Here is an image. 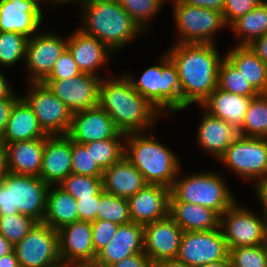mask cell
<instances>
[{
	"mask_svg": "<svg viewBox=\"0 0 267 267\" xmlns=\"http://www.w3.org/2000/svg\"><path fill=\"white\" fill-rule=\"evenodd\" d=\"M216 44H174L165 52L176 65L181 85L182 111L199 106L217 88L222 57Z\"/></svg>",
	"mask_w": 267,
	"mask_h": 267,
	"instance_id": "6da1fadb",
	"label": "cell"
},
{
	"mask_svg": "<svg viewBox=\"0 0 267 267\" xmlns=\"http://www.w3.org/2000/svg\"><path fill=\"white\" fill-rule=\"evenodd\" d=\"M98 106L125 134L144 132L162 117V113L133 88L125 75L101 79Z\"/></svg>",
	"mask_w": 267,
	"mask_h": 267,
	"instance_id": "7a4b0ae2",
	"label": "cell"
},
{
	"mask_svg": "<svg viewBox=\"0 0 267 267\" xmlns=\"http://www.w3.org/2000/svg\"><path fill=\"white\" fill-rule=\"evenodd\" d=\"M85 34L96 37L113 53L144 32L117 0H86L80 6Z\"/></svg>",
	"mask_w": 267,
	"mask_h": 267,
	"instance_id": "3957f363",
	"label": "cell"
},
{
	"mask_svg": "<svg viewBox=\"0 0 267 267\" xmlns=\"http://www.w3.org/2000/svg\"><path fill=\"white\" fill-rule=\"evenodd\" d=\"M144 132L127 133L124 156L142 173L147 184L171 189L180 175L178 156L166 145Z\"/></svg>",
	"mask_w": 267,
	"mask_h": 267,
	"instance_id": "277c9868",
	"label": "cell"
},
{
	"mask_svg": "<svg viewBox=\"0 0 267 267\" xmlns=\"http://www.w3.org/2000/svg\"><path fill=\"white\" fill-rule=\"evenodd\" d=\"M48 189L40 177L6 171L0 179V216L20 213L43 222Z\"/></svg>",
	"mask_w": 267,
	"mask_h": 267,
	"instance_id": "5b68a950",
	"label": "cell"
},
{
	"mask_svg": "<svg viewBox=\"0 0 267 267\" xmlns=\"http://www.w3.org/2000/svg\"><path fill=\"white\" fill-rule=\"evenodd\" d=\"M161 64L146 68L137 80L133 74L125 76L133 88L145 97L164 116L166 111L181 112V85L176 65L164 53ZM166 110V111H165Z\"/></svg>",
	"mask_w": 267,
	"mask_h": 267,
	"instance_id": "8992f818",
	"label": "cell"
},
{
	"mask_svg": "<svg viewBox=\"0 0 267 267\" xmlns=\"http://www.w3.org/2000/svg\"><path fill=\"white\" fill-rule=\"evenodd\" d=\"M231 192L221 174L211 171L197 172L182 178L177 175L170 189L169 201L201 205L221 216L236 202Z\"/></svg>",
	"mask_w": 267,
	"mask_h": 267,
	"instance_id": "52a82bcc",
	"label": "cell"
},
{
	"mask_svg": "<svg viewBox=\"0 0 267 267\" xmlns=\"http://www.w3.org/2000/svg\"><path fill=\"white\" fill-rule=\"evenodd\" d=\"M174 20L179 33L174 44H215L214 35L227 27L223 14L212 9L173 0Z\"/></svg>",
	"mask_w": 267,
	"mask_h": 267,
	"instance_id": "ba28073f",
	"label": "cell"
},
{
	"mask_svg": "<svg viewBox=\"0 0 267 267\" xmlns=\"http://www.w3.org/2000/svg\"><path fill=\"white\" fill-rule=\"evenodd\" d=\"M235 202L220 216V229L228 249L267 243V211L262 217ZM258 215V216H257Z\"/></svg>",
	"mask_w": 267,
	"mask_h": 267,
	"instance_id": "9c48e42d",
	"label": "cell"
},
{
	"mask_svg": "<svg viewBox=\"0 0 267 267\" xmlns=\"http://www.w3.org/2000/svg\"><path fill=\"white\" fill-rule=\"evenodd\" d=\"M218 160L240 178L257 184L267 174V138L239 135Z\"/></svg>",
	"mask_w": 267,
	"mask_h": 267,
	"instance_id": "30bf717a",
	"label": "cell"
},
{
	"mask_svg": "<svg viewBox=\"0 0 267 267\" xmlns=\"http://www.w3.org/2000/svg\"><path fill=\"white\" fill-rule=\"evenodd\" d=\"M27 95L21 96L32 108L40 127L49 135H67L73 113L43 83H29Z\"/></svg>",
	"mask_w": 267,
	"mask_h": 267,
	"instance_id": "8fae6325",
	"label": "cell"
},
{
	"mask_svg": "<svg viewBox=\"0 0 267 267\" xmlns=\"http://www.w3.org/2000/svg\"><path fill=\"white\" fill-rule=\"evenodd\" d=\"M14 252L20 267H51L61 262L58 232L44 222L37 224L17 244Z\"/></svg>",
	"mask_w": 267,
	"mask_h": 267,
	"instance_id": "7c38bea8",
	"label": "cell"
},
{
	"mask_svg": "<svg viewBox=\"0 0 267 267\" xmlns=\"http://www.w3.org/2000/svg\"><path fill=\"white\" fill-rule=\"evenodd\" d=\"M229 249L220 228L183 232L176 260L198 267L226 259Z\"/></svg>",
	"mask_w": 267,
	"mask_h": 267,
	"instance_id": "4fadbf2b",
	"label": "cell"
},
{
	"mask_svg": "<svg viewBox=\"0 0 267 267\" xmlns=\"http://www.w3.org/2000/svg\"><path fill=\"white\" fill-rule=\"evenodd\" d=\"M67 38L55 32L40 31L28 39L25 65L29 83H42L52 72L55 62L67 49Z\"/></svg>",
	"mask_w": 267,
	"mask_h": 267,
	"instance_id": "5bb4252c",
	"label": "cell"
},
{
	"mask_svg": "<svg viewBox=\"0 0 267 267\" xmlns=\"http://www.w3.org/2000/svg\"><path fill=\"white\" fill-rule=\"evenodd\" d=\"M102 77L81 73L65 80H44L51 92L58 97L72 113L98 106L99 85Z\"/></svg>",
	"mask_w": 267,
	"mask_h": 267,
	"instance_id": "9a60e30c",
	"label": "cell"
},
{
	"mask_svg": "<svg viewBox=\"0 0 267 267\" xmlns=\"http://www.w3.org/2000/svg\"><path fill=\"white\" fill-rule=\"evenodd\" d=\"M183 230L168 215L144 225V253L153 263L176 259Z\"/></svg>",
	"mask_w": 267,
	"mask_h": 267,
	"instance_id": "2e32d148",
	"label": "cell"
},
{
	"mask_svg": "<svg viewBox=\"0 0 267 267\" xmlns=\"http://www.w3.org/2000/svg\"><path fill=\"white\" fill-rule=\"evenodd\" d=\"M57 232L62 262L75 264L95 262L97 255L93 247L91 222L78 220Z\"/></svg>",
	"mask_w": 267,
	"mask_h": 267,
	"instance_id": "e0dca14e",
	"label": "cell"
},
{
	"mask_svg": "<svg viewBox=\"0 0 267 267\" xmlns=\"http://www.w3.org/2000/svg\"><path fill=\"white\" fill-rule=\"evenodd\" d=\"M121 131L105 110L97 106L73 113L67 136L76 143L87 144L116 137Z\"/></svg>",
	"mask_w": 267,
	"mask_h": 267,
	"instance_id": "ac0fdd59",
	"label": "cell"
},
{
	"mask_svg": "<svg viewBox=\"0 0 267 267\" xmlns=\"http://www.w3.org/2000/svg\"><path fill=\"white\" fill-rule=\"evenodd\" d=\"M41 3L40 0H0V31L32 37L42 25Z\"/></svg>",
	"mask_w": 267,
	"mask_h": 267,
	"instance_id": "d6986e66",
	"label": "cell"
},
{
	"mask_svg": "<svg viewBox=\"0 0 267 267\" xmlns=\"http://www.w3.org/2000/svg\"><path fill=\"white\" fill-rule=\"evenodd\" d=\"M170 189L147 184L127 201L131 222L142 225L166 218L169 215Z\"/></svg>",
	"mask_w": 267,
	"mask_h": 267,
	"instance_id": "ffe728a7",
	"label": "cell"
},
{
	"mask_svg": "<svg viewBox=\"0 0 267 267\" xmlns=\"http://www.w3.org/2000/svg\"><path fill=\"white\" fill-rule=\"evenodd\" d=\"M71 155L72 140L67 135L48 136L39 177L48 185H58L72 173Z\"/></svg>",
	"mask_w": 267,
	"mask_h": 267,
	"instance_id": "44dd1931",
	"label": "cell"
},
{
	"mask_svg": "<svg viewBox=\"0 0 267 267\" xmlns=\"http://www.w3.org/2000/svg\"><path fill=\"white\" fill-rule=\"evenodd\" d=\"M140 252H144V225L130 222L118 226L114 237L97 254L95 263L109 267Z\"/></svg>",
	"mask_w": 267,
	"mask_h": 267,
	"instance_id": "7402d4cb",
	"label": "cell"
},
{
	"mask_svg": "<svg viewBox=\"0 0 267 267\" xmlns=\"http://www.w3.org/2000/svg\"><path fill=\"white\" fill-rule=\"evenodd\" d=\"M68 36L67 48L82 73L97 75V69L108 62L113 53L103 42L79 28Z\"/></svg>",
	"mask_w": 267,
	"mask_h": 267,
	"instance_id": "603a6c76",
	"label": "cell"
},
{
	"mask_svg": "<svg viewBox=\"0 0 267 267\" xmlns=\"http://www.w3.org/2000/svg\"><path fill=\"white\" fill-rule=\"evenodd\" d=\"M46 138L5 143L6 171L39 177Z\"/></svg>",
	"mask_w": 267,
	"mask_h": 267,
	"instance_id": "cb8c5ba5",
	"label": "cell"
},
{
	"mask_svg": "<svg viewBox=\"0 0 267 267\" xmlns=\"http://www.w3.org/2000/svg\"><path fill=\"white\" fill-rule=\"evenodd\" d=\"M197 129V143L206 152L219 159L228 146L239 136V130L225 120L205 111Z\"/></svg>",
	"mask_w": 267,
	"mask_h": 267,
	"instance_id": "d4e9b609",
	"label": "cell"
},
{
	"mask_svg": "<svg viewBox=\"0 0 267 267\" xmlns=\"http://www.w3.org/2000/svg\"><path fill=\"white\" fill-rule=\"evenodd\" d=\"M102 185L105 192L128 199L147 183L142 173L124 156L103 171Z\"/></svg>",
	"mask_w": 267,
	"mask_h": 267,
	"instance_id": "484cf974",
	"label": "cell"
},
{
	"mask_svg": "<svg viewBox=\"0 0 267 267\" xmlns=\"http://www.w3.org/2000/svg\"><path fill=\"white\" fill-rule=\"evenodd\" d=\"M252 98L233 94L217 87L200 106L210 115L225 120L239 129Z\"/></svg>",
	"mask_w": 267,
	"mask_h": 267,
	"instance_id": "4316f807",
	"label": "cell"
},
{
	"mask_svg": "<svg viewBox=\"0 0 267 267\" xmlns=\"http://www.w3.org/2000/svg\"><path fill=\"white\" fill-rule=\"evenodd\" d=\"M169 216L184 231H210L220 228V215L197 204L169 201Z\"/></svg>",
	"mask_w": 267,
	"mask_h": 267,
	"instance_id": "83f0119b",
	"label": "cell"
},
{
	"mask_svg": "<svg viewBox=\"0 0 267 267\" xmlns=\"http://www.w3.org/2000/svg\"><path fill=\"white\" fill-rule=\"evenodd\" d=\"M48 136L40 127L32 108L21 97L12 108L1 140L4 143H12Z\"/></svg>",
	"mask_w": 267,
	"mask_h": 267,
	"instance_id": "f1b7e54d",
	"label": "cell"
},
{
	"mask_svg": "<svg viewBox=\"0 0 267 267\" xmlns=\"http://www.w3.org/2000/svg\"><path fill=\"white\" fill-rule=\"evenodd\" d=\"M75 221H78L76 199L59 185H49L43 222L59 230Z\"/></svg>",
	"mask_w": 267,
	"mask_h": 267,
	"instance_id": "f546056e",
	"label": "cell"
},
{
	"mask_svg": "<svg viewBox=\"0 0 267 267\" xmlns=\"http://www.w3.org/2000/svg\"><path fill=\"white\" fill-rule=\"evenodd\" d=\"M228 53V54H227ZM225 57L259 94H267V65L248 47H232Z\"/></svg>",
	"mask_w": 267,
	"mask_h": 267,
	"instance_id": "4dcf8cb0",
	"label": "cell"
},
{
	"mask_svg": "<svg viewBox=\"0 0 267 267\" xmlns=\"http://www.w3.org/2000/svg\"><path fill=\"white\" fill-rule=\"evenodd\" d=\"M229 27L239 39L238 46H248L255 39L267 34V1L235 20Z\"/></svg>",
	"mask_w": 267,
	"mask_h": 267,
	"instance_id": "1f68e13d",
	"label": "cell"
},
{
	"mask_svg": "<svg viewBox=\"0 0 267 267\" xmlns=\"http://www.w3.org/2000/svg\"><path fill=\"white\" fill-rule=\"evenodd\" d=\"M239 135L243 137L267 138V94L251 99Z\"/></svg>",
	"mask_w": 267,
	"mask_h": 267,
	"instance_id": "d6a6232c",
	"label": "cell"
},
{
	"mask_svg": "<svg viewBox=\"0 0 267 267\" xmlns=\"http://www.w3.org/2000/svg\"><path fill=\"white\" fill-rule=\"evenodd\" d=\"M223 58L218 69L217 87L245 97L258 96L259 93L245 79L242 73L226 57Z\"/></svg>",
	"mask_w": 267,
	"mask_h": 267,
	"instance_id": "836d02e7",
	"label": "cell"
},
{
	"mask_svg": "<svg viewBox=\"0 0 267 267\" xmlns=\"http://www.w3.org/2000/svg\"><path fill=\"white\" fill-rule=\"evenodd\" d=\"M124 137H126V134L120 132L114 138L91 142V156L102 171L124 157L125 142L121 141Z\"/></svg>",
	"mask_w": 267,
	"mask_h": 267,
	"instance_id": "e575fe53",
	"label": "cell"
},
{
	"mask_svg": "<svg viewBox=\"0 0 267 267\" xmlns=\"http://www.w3.org/2000/svg\"><path fill=\"white\" fill-rule=\"evenodd\" d=\"M97 220H106L118 225L131 222L128 201L104 190L100 192Z\"/></svg>",
	"mask_w": 267,
	"mask_h": 267,
	"instance_id": "d590c367",
	"label": "cell"
},
{
	"mask_svg": "<svg viewBox=\"0 0 267 267\" xmlns=\"http://www.w3.org/2000/svg\"><path fill=\"white\" fill-rule=\"evenodd\" d=\"M29 37L19 32L0 31V65L13 66L22 60L25 62Z\"/></svg>",
	"mask_w": 267,
	"mask_h": 267,
	"instance_id": "8d00e7d4",
	"label": "cell"
},
{
	"mask_svg": "<svg viewBox=\"0 0 267 267\" xmlns=\"http://www.w3.org/2000/svg\"><path fill=\"white\" fill-rule=\"evenodd\" d=\"M62 189L78 198L92 197L103 190L102 177L77 175L71 173L58 184Z\"/></svg>",
	"mask_w": 267,
	"mask_h": 267,
	"instance_id": "74e56055",
	"label": "cell"
},
{
	"mask_svg": "<svg viewBox=\"0 0 267 267\" xmlns=\"http://www.w3.org/2000/svg\"><path fill=\"white\" fill-rule=\"evenodd\" d=\"M36 224V220L20 213L0 216V234L14 246L20 242Z\"/></svg>",
	"mask_w": 267,
	"mask_h": 267,
	"instance_id": "f35d334b",
	"label": "cell"
},
{
	"mask_svg": "<svg viewBox=\"0 0 267 267\" xmlns=\"http://www.w3.org/2000/svg\"><path fill=\"white\" fill-rule=\"evenodd\" d=\"M143 32L148 23L161 10L164 0H117Z\"/></svg>",
	"mask_w": 267,
	"mask_h": 267,
	"instance_id": "ab89813d",
	"label": "cell"
},
{
	"mask_svg": "<svg viewBox=\"0 0 267 267\" xmlns=\"http://www.w3.org/2000/svg\"><path fill=\"white\" fill-rule=\"evenodd\" d=\"M231 267H267V243L229 249Z\"/></svg>",
	"mask_w": 267,
	"mask_h": 267,
	"instance_id": "60d3db41",
	"label": "cell"
},
{
	"mask_svg": "<svg viewBox=\"0 0 267 267\" xmlns=\"http://www.w3.org/2000/svg\"><path fill=\"white\" fill-rule=\"evenodd\" d=\"M72 173L77 175L102 177L103 171L91 156V142L79 144L72 141Z\"/></svg>",
	"mask_w": 267,
	"mask_h": 267,
	"instance_id": "b9f144b4",
	"label": "cell"
},
{
	"mask_svg": "<svg viewBox=\"0 0 267 267\" xmlns=\"http://www.w3.org/2000/svg\"><path fill=\"white\" fill-rule=\"evenodd\" d=\"M81 73L74 61L73 55L67 48L57 59L52 72L45 80H65L76 77Z\"/></svg>",
	"mask_w": 267,
	"mask_h": 267,
	"instance_id": "7bdbcfd3",
	"label": "cell"
},
{
	"mask_svg": "<svg viewBox=\"0 0 267 267\" xmlns=\"http://www.w3.org/2000/svg\"><path fill=\"white\" fill-rule=\"evenodd\" d=\"M93 233V247L97 255L114 237L118 224L106 220H96L91 223Z\"/></svg>",
	"mask_w": 267,
	"mask_h": 267,
	"instance_id": "ee69618b",
	"label": "cell"
},
{
	"mask_svg": "<svg viewBox=\"0 0 267 267\" xmlns=\"http://www.w3.org/2000/svg\"><path fill=\"white\" fill-rule=\"evenodd\" d=\"M262 1L264 0H225L222 14L228 28L235 20L254 9Z\"/></svg>",
	"mask_w": 267,
	"mask_h": 267,
	"instance_id": "f6af8a7d",
	"label": "cell"
},
{
	"mask_svg": "<svg viewBox=\"0 0 267 267\" xmlns=\"http://www.w3.org/2000/svg\"><path fill=\"white\" fill-rule=\"evenodd\" d=\"M78 220L86 222H94L97 220L98 208L100 202V193L92 197L78 198Z\"/></svg>",
	"mask_w": 267,
	"mask_h": 267,
	"instance_id": "bcb514c9",
	"label": "cell"
},
{
	"mask_svg": "<svg viewBox=\"0 0 267 267\" xmlns=\"http://www.w3.org/2000/svg\"><path fill=\"white\" fill-rule=\"evenodd\" d=\"M154 263L144 253H136L130 257L124 258L109 267H153Z\"/></svg>",
	"mask_w": 267,
	"mask_h": 267,
	"instance_id": "7dc6e473",
	"label": "cell"
},
{
	"mask_svg": "<svg viewBox=\"0 0 267 267\" xmlns=\"http://www.w3.org/2000/svg\"><path fill=\"white\" fill-rule=\"evenodd\" d=\"M20 98L21 95L13 94L11 97L0 100V140L2 139L12 108Z\"/></svg>",
	"mask_w": 267,
	"mask_h": 267,
	"instance_id": "c3c4849f",
	"label": "cell"
},
{
	"mask_svg": "<svg viewBox=\"0 0 267 267\" xmlns=\"http://www.w3.org/2000/svg\"><path fill=\"white\" fill-rule=\"evenodd\" d=\"M181 4L216 10L223 13L225 0H178Z\"/></svg>",
	"mask_w": 267,
	"mask_h": 267,
	"instance_id": "681fc988",
	"label": "cell"
},
{
	"mask_svg": "<svg viewBox=\"0 0 267 267\" xmlns=\"http://www.w3.org/2000/svg\"><path fill=\"white\" fill-rule=\"evenodd\" d=\"M248 47L267 65V34L255 39Z\"/></svg>",
	"mask_w": 267,
	"mask_h": 267,
	"instance_id": "f907efd6",
	"label": "cell"
},
{
	"mask_svg": "<svg viewBox=\"0 0 267 267\" xmlns=\"http://www.w3.org/2000/svg\"><path fill=\"white\" fill-rule=\"evenodd\" d=\"M255 186L258 201H260L262 209L267 211V174Z\"/></svg>",
	"mask_w": 267,
	"mask_h": 267,
	"instance_id": "816d5d0a",
	"label": "cell"
},
{
	"mask_svg": "<svg viewBox=\"0 0 267 267\" xmlns=\"http://www.w3.org/2000/svg\"><path fill=\"white\" fill-rule=\"evenodd\" d=\"M14 94V91L10 84L7 82L6 75L3 72H0V100L11 97Z\"/></svg>",
	"mask_w": 267,
	"mask_h": 267,
	"instance_id": "f5cc1de1",
	"label": "cell"
},
{
	"mask_svg": "<svg viewBox=\"0 0 267 267\" xmlns=\"http://www.w3.org/2000/svg\"><path fill=\"white\" fill-rule=\"evenodd\" d=\"M0 267H20L14 250L0 258Z\"/></svg>",
	"mask_w": 267,
	"mask_h": 267,
	"instance_id": "db71d44e",
	"label": "cell"
},
{
	"mask_svg": "<svg viewBox=\"0 0 267 267\" xmlns=\"http://www.w3.org/2000/svg\"><path fill=\"white\" fill-rule=\"evenodd\" d=\"M13 250L14 246L0 234V258Z\"/></svg>",
	"mask_w": 267,
	"mask_h": 267,
	"instance_id": "11a10c76",
	"label": "cell"
},
{
	"mask_svg": "<svg viewBox=\"0 0 267 267\" xmlns=\"http://www.w3.org/2000/svg\"><path fill=\"white\" fill-rule=\"evenodd\" d=\"M153 267H190L185 263L179 262L176 259L171 260H162L157 263H154Z\"/></svg>",
	"mask_w": 267,
	"mask_h": 267,
	"instance_id": "9f6ffc18",
	"label": "cell"
},
{
	"mask_svg": "<svg viewBox=\"0 0 267 267\" xmlns=\"http://www.w3.org/2000/svg\"><path fill=\"white\" fill-rule=\"evenodd\" d=\"M6 173L5 143L0 140V179Z\"/></svg>",
	"mask_w": 267,
	"mask_h": 267,
	"instance_id": "6f0895ef",
	"label": "cell"
},
{
	"mask_svg": "<svg viewBox=\"0 0 267 267\" xmlns=\"http://www.w3.org/2000/svg\"><path fill=\"white\" fill-rule=\"evenodd\" d=\"M198 267H231V261L229 259V256L226 259H223L221 261L204 264Z\"/></svg>",
	"mask_w": 267,
	"mask_h": 267,
	"instance_id": "680465c9",
	"label": "cell"
},
{
	"mask_svg": "<svg viewBox=\"0 0 267 267\" xmlns=\"http://www.w3.org/2000/svg\"><path fill=\"white\" fill-rule=\"evenodd\" d=\"M40 1H43L44 3H48V4H51V5H53L54 3V5H59V4H61V3H75V2H79L80 4H82L83 2H85L86 0H40ZM50 2V3H49Z\"/></svg>",
	"mask_w": 267,
	"mask_h": 267,
	"instance_id": "91938a15",
	"label": "cell"
},
{
	"mask_svg": "<svg viewBox=\"0 0 267 267\" xmlns=\"http://www.w3.org/2000/svg\"><path fill=\"white\" fill-rule=\"evenodd\" d=\"M51 267H77V264L75 263H68V262H60L58 264H55L54 266Z\"/></svg>",
	"mask_w": 267,
	"mask_h": 267,
	"instance_id": "94428289",
	"label": "cell"
},
{
	"mask_svg": "<svg viewBox=\"0 0 267 267\" xmlns=\"http://www.w3.org/2000/svg\"><path fill=\"white\" fill-rule=\"evenodd\" d=\"M77 267H104V266H101L93 262V263H80V264H77Z\"/></svg>",
	"mask_w": 267,
	"mask_h": 267,
	"instance_id": "6125c7cd",
	"label": "cell"
}]
</instances>
